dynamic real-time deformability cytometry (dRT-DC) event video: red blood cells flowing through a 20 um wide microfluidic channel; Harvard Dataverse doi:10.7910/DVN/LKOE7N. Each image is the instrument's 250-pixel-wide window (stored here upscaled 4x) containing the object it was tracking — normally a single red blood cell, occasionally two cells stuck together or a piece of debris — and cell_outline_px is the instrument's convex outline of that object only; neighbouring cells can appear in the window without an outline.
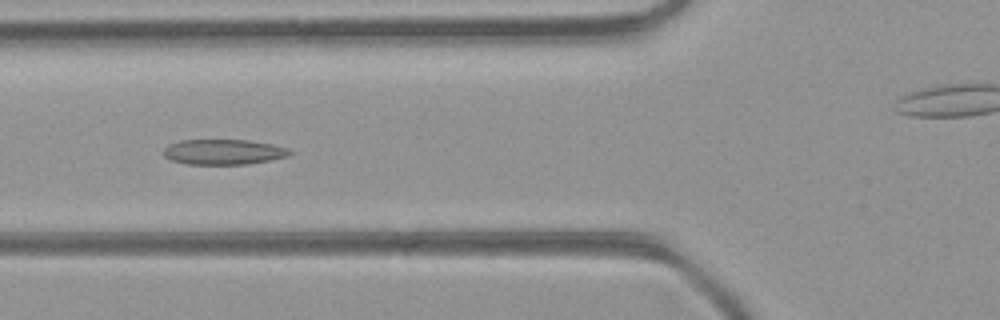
{"species": "common noctule bat (a hibernating species)", "species_latin": "Nyctalus noctula", "temperature_condition": "room temperature", "stored_images_in_passage": 40, "camera_frame_rate_fps": 3000, "um_per_image_px": 0.085, "animal": {"sex": "female", "body_mass_g": 21.9}, "frame": {"image": 1, "passage_image": 17, "time_ms": 5.333, "image_size_px": [1000, 320], "cell_outline_px": [[292, 152], [288, 156], [272, 160], [248, 164], [188, 164], [172, 160], [164, 156], [164, 148], [168, 144], [180, 140], [248, 140], [272, 144], [288, 148]], "centroid_in_image_um": [19.01, 12.91], "position_along_channel_um": 106.8, "area_um2": 18.61}}
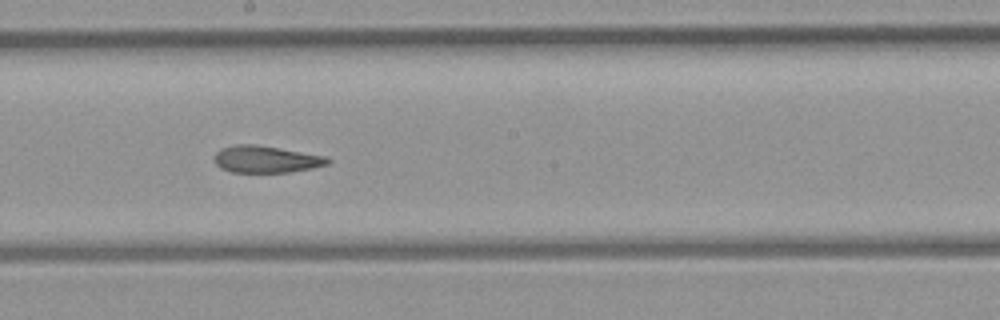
{"frame": {"image": 2, "passage_image": 25, "time_ms": 8.0, "image_size_px": [1000, 320], "cell_outline_px": [[332, 160], [328, 164], [312, 168], [288, 172], [232, 172], [220, 168], [212, 160], [212, 156], [220, 148], [236, 144], [256, 144], [324, 156]], "centroid_in_image_um": [22.54, 13.53], "position_along_channel_um": 225.7, "area_um2": 17.86}}
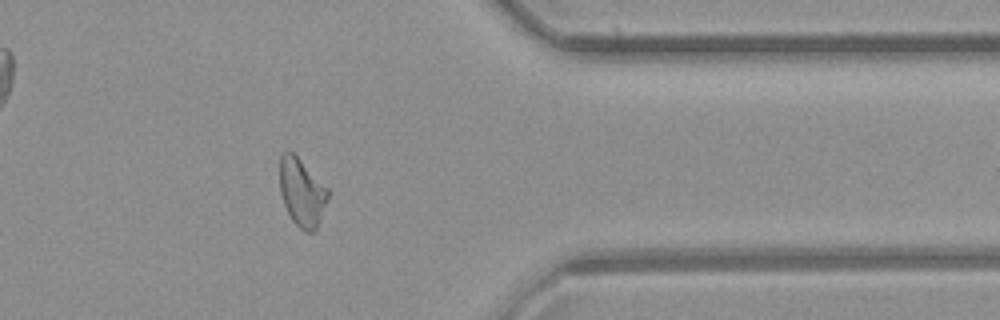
{"frame": {"image": 3, "passage_image": 37, "time_ms": 12.0, "image_size_px": [1000, 320], "cell_outline_px": [[328, 196], [316, 232], [304, 232], [292, 220], [284, 204], [280, 192], [280, 156], [284, 152], [292, 152], [328, 188]], "centroid_in_image_um": [25.65, 16.39], "position_along_channel_um": 385.7, "area_um2": 18.79}, "authors_computed_cell_mechanics": {"area_um2": 19.074, "velocity_mm_per_s": 4.432, "shape_relaxation_time_tau1_ms": null, "shape_relaxation_time_tau2_ms": 3.0548, "deformation_change_tau1": null, "deformation_change_tau2": 0.0987}}